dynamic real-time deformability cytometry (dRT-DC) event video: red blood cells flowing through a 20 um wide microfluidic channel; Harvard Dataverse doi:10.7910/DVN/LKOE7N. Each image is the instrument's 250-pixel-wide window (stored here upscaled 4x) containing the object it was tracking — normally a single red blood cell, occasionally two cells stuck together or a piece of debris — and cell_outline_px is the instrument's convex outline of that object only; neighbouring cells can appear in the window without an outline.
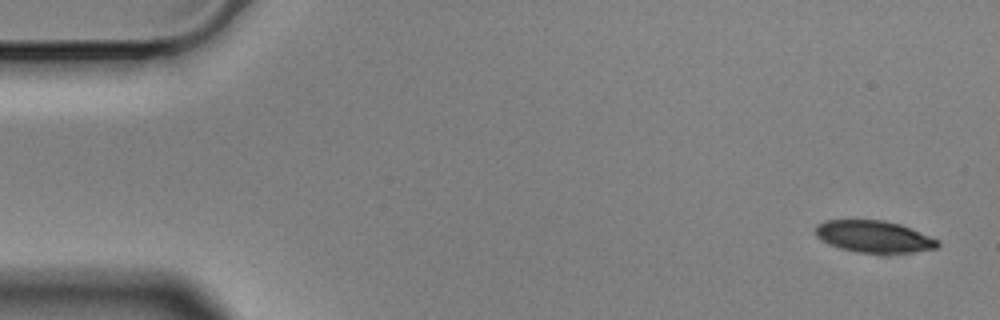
{"species": "Egyptian fruit bat (a non-hibernating species)", "species_latin": "Rousettus aegyptiacus", "temperature_condition": "cold", "stored_images_in_passage": 5, "camera_frame_rate_fps": 3000, "um_per_image_px": 0.085, "animal": {"sex": "male"}, "frame": {"image": 1, "passage_image": 1, "time_ms": 0.0, "image_size_px": [1000, 320], "cell_outline_px": [[940, 244], [936, 248], [912, 252], [856, 252], [840, 248], [828, 244], [820, 240], [816, 236], [816, 224], [824, 220], [884, 220], [900, 224], [940, 240]], "centroid_in_image_um": [74.26, 20.1], "position_along_channel_um": 10.7, "area_um2": 22.6}}
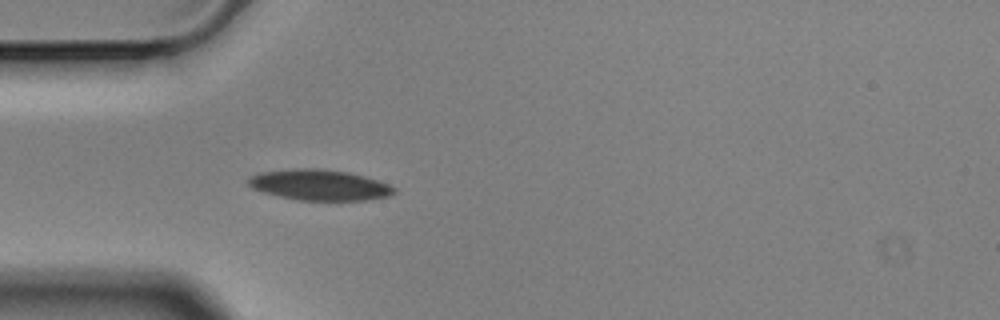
{"frame": {"image": 2, "passage_image": 5, "time_ms": 1.333, "image_size_px": [1000, 320], "cell_outline_px": [[396, 192], [388, 196], [364, 200], [300, 200], [280, 196], [264, 192], [252, 188], [248, 184], [248, 176], [260, 172], [296, 168], [316, 168], [348, 172], [364, 176], [388, 184], [396, 188]], "centroid_in_image_um": [27.14, 15.71], "position_along_channel_um": 57.9, "area_um2": 25.95}}